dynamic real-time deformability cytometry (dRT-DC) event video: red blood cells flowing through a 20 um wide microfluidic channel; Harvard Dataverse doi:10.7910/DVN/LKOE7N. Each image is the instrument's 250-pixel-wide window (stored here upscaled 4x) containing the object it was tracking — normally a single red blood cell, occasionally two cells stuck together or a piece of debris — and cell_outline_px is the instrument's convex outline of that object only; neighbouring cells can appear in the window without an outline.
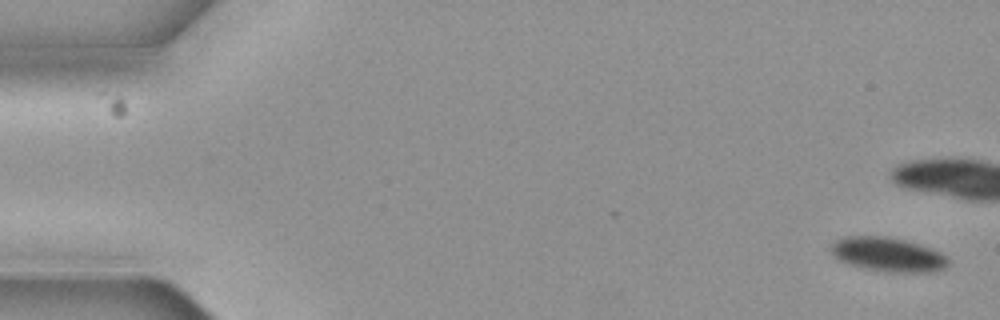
{"species": "common noctule bat (a hibernating species)", "species_latin": "Nyctalus noctula", "temperature_condition": "cold", "stored_images_in_passage": 6, "camera_frame_rate_fps": 3000, "um_per_image_px": 0.085, "animal": {"sex": "female", "body_mass_g": 19.3, "forearm_length_mm": 54.1}, "frame": {"image": 1, "passage_image": 1, "time_ms": 0.0, "image_size_px": [1000, 320], "cell_outline_px": [[948, 264], [944, 268], [932, 272], [884, 272], [848, 264], [832, 256], [832, 244], [836, 240], [848, 236], [880, 236], [900, 240], [916, 244], [940, 252], [948, 260]], "centroid_in_image_um": [75.44, 21.65], "position_along_channel_um": 9.6, "area_um2": 22.83}}
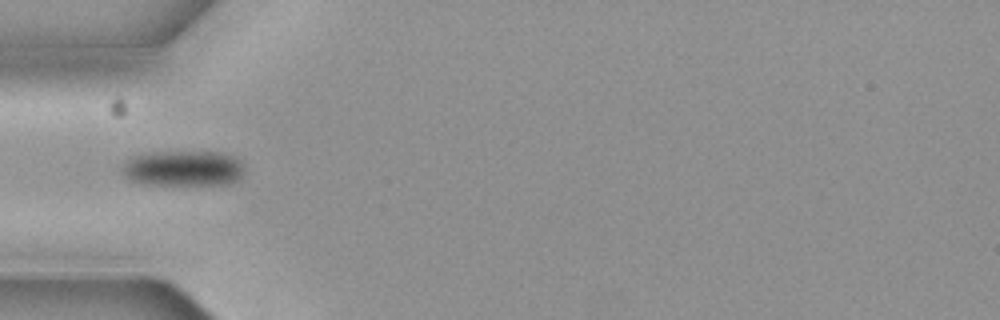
{"frame": {"image": 2, "passage_image": 6, "time_ms": 1.667, "image_size_px": [1000, 320], "cell_outline_px": [[244, 172], [236, 180], [228, 184], [144, 184], [132, 180], [124, 176], [124, 160], [128, 156], [144, 152], [224, 152], [236, 156], [240, 160], [244, 168]], "centroid_in_image_um": [15.57, 14.28], "position_along_channel_um": 69.4, "area_um2": 25.55}}